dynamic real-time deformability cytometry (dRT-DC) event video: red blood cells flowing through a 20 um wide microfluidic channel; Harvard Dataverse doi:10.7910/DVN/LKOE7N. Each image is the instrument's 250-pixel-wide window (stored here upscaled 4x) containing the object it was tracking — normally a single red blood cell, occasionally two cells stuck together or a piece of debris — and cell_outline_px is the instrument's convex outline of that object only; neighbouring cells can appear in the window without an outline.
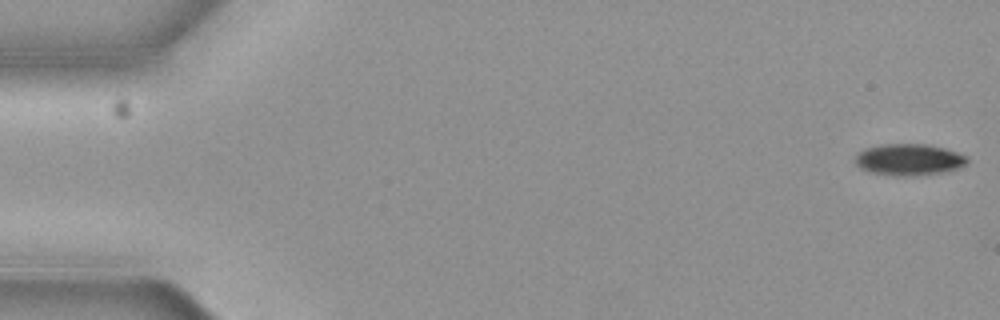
{"species": "common noctule bat (a hibernating species)", "species_latin": "Nyctalus noctula", "temperature_condition": "cold", "stored_images_in_passage": 6, "camera_frame_rate_fps": 3000, "um_per_image_px": 0.085, "animal": {"sex": "female", "body_mass_g": 19.3, "forearm_length_mm": 54.1}, "frame": {"image": 1, "passage_image": 1, "time_ms": 0.0, "image_size_px": [1000, 320], "cell_outline_px": [[968, 160], [964, 164], [956, 168], [940, 172], [916, 176], [892, 176], [868, 172], [860, 168], [856, 164], [856, 156], [864, 148], [880, 144], [924, 144], [944, 148], [956, 152], [964, 156]], "centroid_in_image_um": [77.19, 13.57], "position_along_channel_um": 7.8, "area_um2": 20.4}}
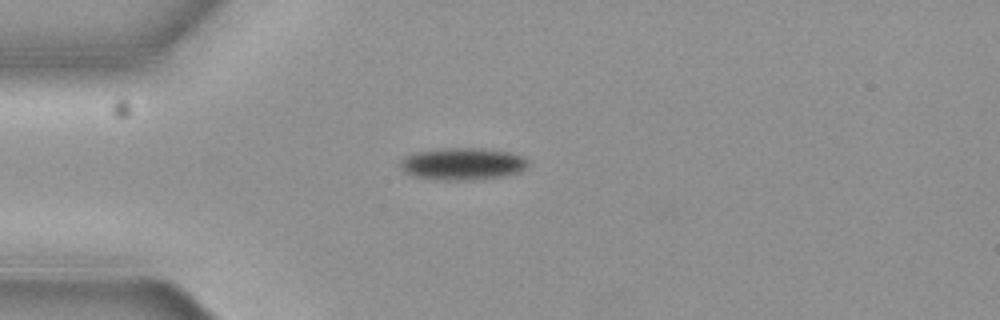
{"frame": {"image": 2, "passage_image": 5, "time_ms": 1.333, "image_size_px": [1000, 320], "cell_outline_px": [[528, 168], [520, 172], [504, 176], [468, 180], [440, 180], [412, 176], [404, 172], [400, 168], [400, 160], [408, 156], [420, 152], [456, 148], [468, 148], [508, 152], [520, 156], [528, 160]], "centroid_in_image_um": [39.33, 13.96], "position_along_channel_um": 45.7, "area_um2": 23.47}}